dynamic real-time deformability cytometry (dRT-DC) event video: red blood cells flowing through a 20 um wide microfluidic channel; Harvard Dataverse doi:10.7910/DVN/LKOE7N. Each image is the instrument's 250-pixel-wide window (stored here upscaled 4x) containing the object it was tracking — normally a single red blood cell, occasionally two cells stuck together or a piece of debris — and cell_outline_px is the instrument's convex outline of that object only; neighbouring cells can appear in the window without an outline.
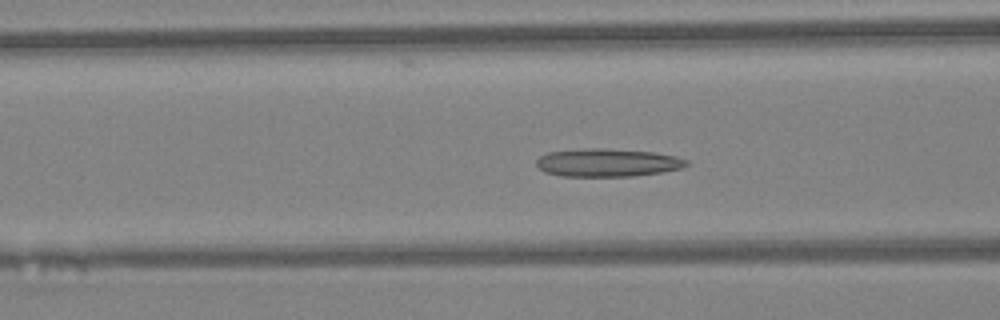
{"species": "Egyptian fruit bat (a non-hibernating species)", "species_latin": "Rousettus aegyptiacus", "temperature_condition": "warm", "stored_images_in_passage": 42, "camera_frame_rate_fps": 3000, "um_per_image_px": 0.085, "animal": {"sex": "female"}, "frame": {"image": 1, "passage_image": 13, "time_ms": 4.0, "image_size_px": [1000, 320], "cell_outline_px": [[692, 164], [680, 168], [664, 172], [632, 176], [560, 176], [544, 172], [536, 164], [536, 160], [540, 156], [548, 152], [588, 148], [596, 148], [652, 152], [676, 156], [688, 160]], "centroid_in_image_um": [51.65, 13.83], "position_along_channel_um": 114.9, "area_um2": 24.51}}
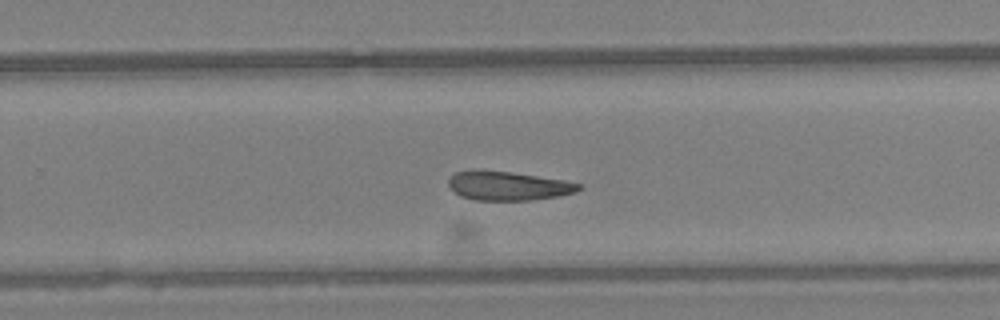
{"frame": {"image": 2, "passage_image": 25, "time_ms": 8.0, "image_size_px": [1000, 320], "cell_outline_px": [[580, 188], [576, 192], [560, 196], [532, 200], [472, 200], [460, 196], [448, 184], [448, 180], [456, 172], [476, 168], [512, 172], [564, 180], [580, 184]], "centroid_in_image_um": [43.16, 15.78], "position_along_channel_um": 286.6, "area_um2": 22.2}}
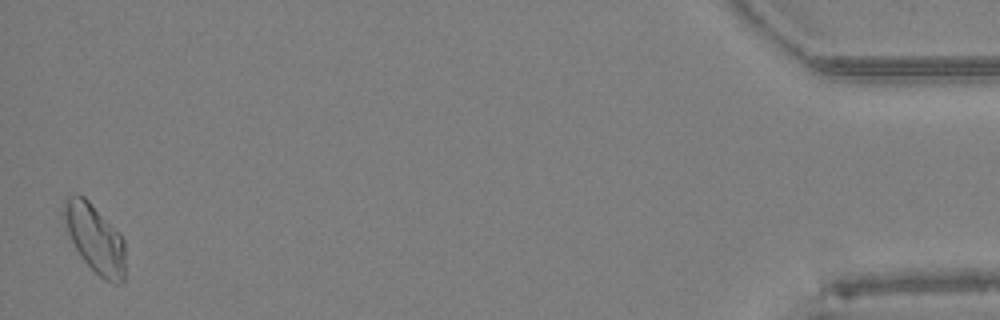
{"frame": {"image": 3, "passage_image": 41, "time_ms": 13.333, "image_size_px": [1000, 320], "cell_outline_px": [[124, 280], [120, 284], [116, 284], [104, 280], [80, 256], [68, 232], [60, 212], [64, 200], [68, 196], [76, 192], [84, 196], [88, 200], [124, 240]], "centroid_in_image_um": [8.02, 20.24], "position_along_channel_um": 427.2, "area_um2": 24.22}}